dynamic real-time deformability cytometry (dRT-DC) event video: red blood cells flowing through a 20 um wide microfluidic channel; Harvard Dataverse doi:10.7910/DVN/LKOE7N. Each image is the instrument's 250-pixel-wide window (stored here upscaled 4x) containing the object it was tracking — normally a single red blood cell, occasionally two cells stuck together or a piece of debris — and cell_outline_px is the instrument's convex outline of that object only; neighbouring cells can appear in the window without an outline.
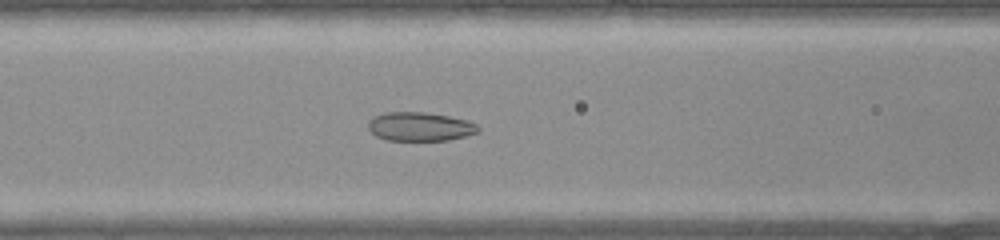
{"species": "common noctule bat (a hibernating species)", "species_latin": "Nyctalus noctula", "temperature_condition": "warm", "stored_images_in_passage": 35, "camera_frame_rate_fps": 3000, "um_per_image_px": 0.085, "animal": {"sex": "female", "body_mass_g": 22.0, "forearm_length_mm": 56.7}, "frame": {"image": 1, "passage_image": 11, "time_ms": 3.333, "image_size_px": [1000, 240], "cell_outline_px": [[480, 128], [476, 132], [464, 136], [448, 140], [388, 140], [376, 136], [368, 128], [368, 120], [376, 116], [388, 112], [424, 112], [448, 116], [468, 120], [476, 124]], "centroid_in_image_um": [35.69, 10.76], "position_along_channel_um": 130.9, "area_um2": 18.26}}
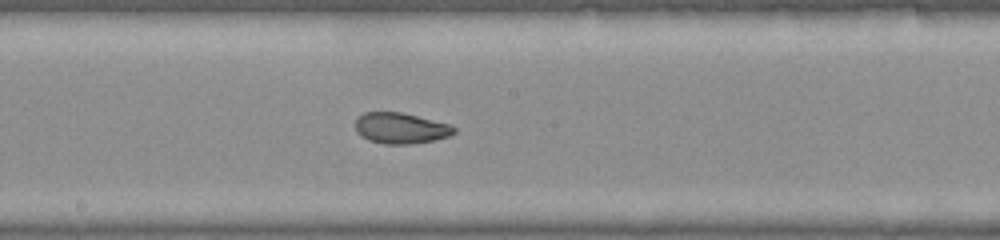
{"frame": {"image": 2, "passage_image": 16, "time_ms": 5.0, "image_size_px": [1000, 240], "cell_outline_px": [[456, 132], [448, 136], [432, 140], [412, 144], [384, 144], [368, 140], [360, 136], [356, 132], [356, 120], [364, 112], [400, 112], [448, 124], [456, 128]], "centroid_in_image_um": [34.02, 10.9], "position_along_channel_um": 214.2, "area_um2": 17.57}}
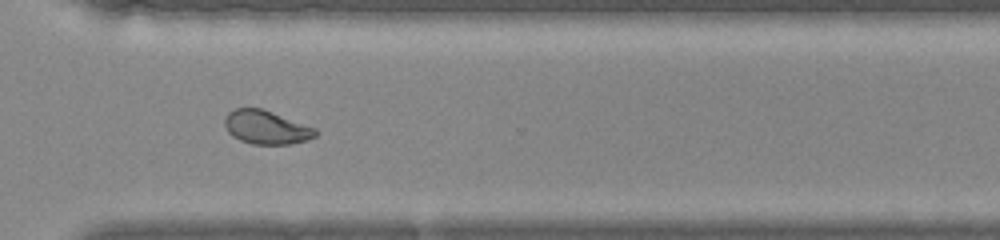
{"frame": {"image": 3, "passage_image": 24, "time_ms": 7.667, "image_size_px": [1000, 240], "cell_outline_px": [[320, 132], [316, 136], [308, 140], [292, 144], [252, 144], [240, 140], [232, 136], [228, 132], [224, 124], [224, 120], [228, 112], [236, 108], [260, 108], [316, 128]], "centroid_in_image_um": [22.64, 10.84], "position_along_channel_um": 348.0, "area_um2": 17.8}}